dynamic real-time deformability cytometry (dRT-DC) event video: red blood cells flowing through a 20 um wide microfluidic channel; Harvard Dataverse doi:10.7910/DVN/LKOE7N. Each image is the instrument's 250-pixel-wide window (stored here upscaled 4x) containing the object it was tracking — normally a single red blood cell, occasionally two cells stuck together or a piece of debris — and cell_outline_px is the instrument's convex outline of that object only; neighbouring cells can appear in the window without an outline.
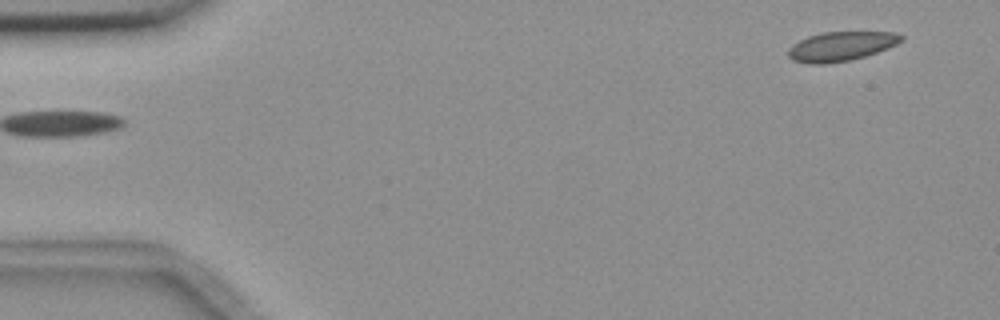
{"species": "common noctule bat (a hibernating species)", "species_latin": "Nyctalus noctula", "temperature_condition": "room temperature", "stored_images_in_passage": 3, "camera_frame_rate_fps": 3000, "um_per_image_px": 0.085, "animal": {"sex": "female", "body_mass_g": 18.4}, "frame": {"image": 1, "passage_image": 3, "time_ms": 2.667, "image_size_px": [1000, 320], "cell_outline_px": [[904, 40], [888, 48], [864, 56], [848, 60], [824, 64], [808, 64], [792, 60], [788, 56], [788, 48], [792, 44], [808, 36], [824, 32], [896, 32], [904, 36]], "centroid_in_image_um": [71.47, 3.93], "position_along_channel_um": 13.5, "area_um2": 19.31}}